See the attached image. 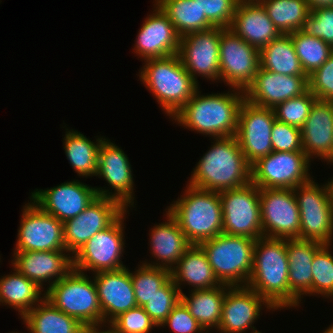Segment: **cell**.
<instances>
[{"mask_svg":"<svg viewBox=\"0 0 333 333\" xmlns=\"http://www.w3.org/2000/svg\"><path fill=\"white\" fill-rule=\"evenodd\" d=\"M126 210L119 201L98 196L80 214L63 223L66 251L73 256L96 233L111 226Z\"/></svg>","mask_w":333,"mask_h":333,"instance_id":"cell-15","label":"cell"},{"mask_svg":"<svg viewBox=\"0 0 333 333\" xmlns=\"http://www.w3.org/2000/svg\"><path fill=\"white\" fill-rule=\"evenodd\" d=\"M260 68L286 75H306L290 34H281L259 50Z\"/></svg>","mask_w":333,"mask_h":333,"instance_id":"cell-34","label":"cell"},{"mask_svg":"<svg viewBox=\"0 0 333 333\" xmlns=\"http://www.w3.org/2000/svg\"><path fill=\"white\" fill-rule=\"evenodd\" d=\"M288 276L286 239L258 238L254 246L253 269L247 286L275 310L298 307L300 300L289 290Z\"/></svg>","mask_w":333,"mask_h":333,"instance_id":"cell-1","label":"cell"},{"mask_svg":"<svg viewBox=\"0 0 333 333\" xmlns=\"http://www.w3.org/2000/svg\"><path fill=\"white\" fill-rule=\"evenodd\" d=\"M182 37L213 28L194 0H155Z\"/></svg>","mask_w":333,"mask_h":333,"instance_id":"cell-36","label":"cell"},{"mask_svg":"<svg viewBox=\"0 0 333 333\" xmlns=\"http://www.w3.org/2000/svg\"><path fill=\"white\" fill-rule=\"evenodd\" d=\"M262 306L275 310L264 298L248 286H230L223 300L222 315L217 332L246 333L259 319Z\"/></svg>","mask_w":333,"mask_h":333,"instance_id":"cell-22","label":"cell"},{"mask_svg":"<svg viewBox=\"0 0 333 333\" xmlns=\"http://www.w3.org/2000/svg\"><path fill=\"white\" fill-rule=\"evenodd\" d=\"M201 95L200 89L172 117L177 124L212 138L235 136L243 90ZM233 92V93H232Z\"/></svg>","mask_w":333,"mask_h":333,"instance_id":"cell-2","label":"cell"},{"mask_svg":"<svg viewBox=\"0 0 333 333\" xmlns=\"http://www.w3.org/2000/svg\"><path fill=\"white\" fill-rule=\"evenodd\" d=\"M140 266V267H139ZM131 272L135 299L138 307L145 306L149 299L171 278V271L146 264H140Z\"/></svg>","mask_w":333,"mask_h":333,"instance_id":"cell-38","label":"cell"},{"mask_svg":"<svg viewBox=\"0 0 333 333\" xmlns=\"http://www.w3.org/2000/svg\"><path fill=\"white\" fill-rule=\"evenodd\" d=\"M166 221L156 224L151 230L150 250L152 257L156 262L149 263L144 261L143 264L172 270L183 254L192 246L185 234L180 229L177 220L166 211ZM158 259V260H157ZM159 261V262H158Z\"/></svg>","mask_w":333,"mask_h":333,"instance_id":"cell-27","label":"cell"},{"mask_svg":"<svg viewBox=\"0 0 333 333\" xmlns=\"http://www.w3.org/2000/svg\"><path fill=\"white\" fill-rule=\"evenodd\" d=\"M310 162L303 151H272L251 165V182L258 188L294 189L312 179Z\"/></svg>","mask_w":333,"mask_h":333,"instance_id":"cell-10","label":"cell"},{"mask_svg":"<svg viewBox=\"0 0 333 333\" xmlns=\"http://www.w3.org/2000/svg\"><path fill=\"white\" fill-rule=\"evenodd\" d=\"M281 34L304 29L310 14L306 0H259Z\"/></svg>","mask_w":333,"mask_h":333,"instance_id":"cell-35","label":"cell"},{"mask_svg":"<svg viewBox=\"0 0 333 333\" xmlns=\"http://www.w3.org/2000/svg\"><path fill=\"white\" fill-rule=\"evenodd\" d=\"M263 237L299 238L300 212L293 189L259 188Z\"/></svg>","mask_w":333,"mask_h":333,"instance_id":"cell-13","label":"cell"},{"mask_svg":"<svg viewBox=\"0 0 333 333\" xmlns=\"http://www.w3.org/2000/svg\"><path fill=\"white\" fill-rule=\"evenodd\" d=\"M308 90L307 75L278 74L259 67L252 83L245 89V99L257 106L274 108Z\"/></svg>","mask_w":333,"mask_h":333,"instance_id":"cell-21","label":"cell"},{"mask_svg":"<svg viewBox=\"0 0 333 333\" xmlns=\"http://www.w3.org/2000/svg\"><path fill=\"white\" fill-rule=\"evenodd\" d=\"M97 177L106 180L114 190L94 187L99 197H107L119 201L126 209L134 206V181L131 164L120 147L108 139H104L98 152Z\"/></svg>","mask_w":333,"mask_h":333,"instance_id":"cell-18","label":"cell"},{"mask_svg":"<svg viewBox=\"0 0 333 333\" xmlns=\"http://www.w3.org/2000/svg\"><path fill=\"white\" fill-rule=\"evenodd\" d=\"M66 129L64 136V151L72 168L79 176H96L98 167V152L105 139L98 137L96 142L73 129Z\"/></svg>","mask_w":333,"mask_h":333,"instance_id":"cell-33","label":"cell"},{"mask_svg":"<svg viewBox=\"0 0 333 333\" xmlns=\"http://www.w3.org/2000/svg\"><path fill=\"white\" fill-rule=\"evenodd\" d=\"M11 263L13 268L41 288L48 281L47 289L73 269V257L68 251L14 252Z\"/></svg>","mask_w":333,"mask_h":333,"instance_id":"cell-24","label":"cell"},{"mask_svg":"<svg viewBox=\"0 0 333 333\" xmlns=\"http://www.w3.org/2000/svg\"><path fill=\"white\" fill-rule=\"evenodd\" d=\"M90 279V280H89ZM45 299L56 309L77 319L85 327L102 325V310L92 277L72 269L45 290Z\"/></svg>","mask_w":333,"mask_h":333,"instance_id":"cell-7","label":"cell"},{"mask_svg":"<svg viewBox=\"0 0 333 333\" xmlns=\"http://www.w3.org/2000/svg\"><path fill=\"white\" fill-rule=\"evenodd\" d=\"M181 301L179 288L170 278L143 306L146 313L159 327L170 314L172 309Z\"/></svg>","mask_w":333,"mask_h":333,"instance_id":"cell-41","label":"cell"},{"mask_svg":"<svg viewBox=\"0 0 333 333\" xmlns=\"http://www.w3.org/2000/svg\"><path fill=\"white\" fill-rule=\"evenodd\" d=\"M310 10L317 8L333 7V0H306Z\"/></svg>","mask_w":333,"mask_h":333,"instance_id":"cell-48","label":"cell"},{"mask_svg":"<svg viewBox=\"0 0 333 333\" xmlns=\"http://www.w3.org/2000/svg\"><path fill=\"white\" fill-rule=\"evenodd\" d=\"M256 240L226 233L199 244L221 284L247 286L253 269Z\"/></svg>","mask_w":333,"mask_h":333,"instance_id":"cell-6","label":"cell"},{"mask_svg":"<svg viewBox=\"0 0 333 333\" xmlns=\"http://www.w3.org/2000/svg\"><path fill=\"white\" fill-rule=\"evenodd\" d=\"M184 195L166 209L177 220L192 245L223 233L222 206L219 192L187 185Z\"/></svg>","mask_w":333,"mask_h":333,"instance_id":"cell-4","label":"cell"},{"mask_svg":"<svg viewBox=\"0 0 333 333\" xmlns=\"http://www.w3.org/2000/svg\"><path fill=\"white\" fill-rule=\"evenodd\" d=\"M169 326L173 333H208L193 318L182 301L170 312L159 327Z\"/></svg>","mask_w":333,"mask_h":333,"instance_id":"cell-47","label":"cell"},{"mask_svg":"<svg viewBox=\"0 0 333 333\" xmlns=\"http://www.w3.org/2000/svg\"><path fill=\"white\" fill-rule=\"evenodd\" d=\"M97 197L95 188L80 180H73L50 189H36L32 192L30 201L64 223L80 214Z\"/></svg>","mask_w":333,"mask_h":333,"instance_id":"cell-19","label":"cell"},{"mask_svg":"<svg viewBox=\"0 0 333 333\" xmlns=\"http://www.w3.org/2000/svg\"><path fill=\"white\" fill-rule=\"evenodd\" d=\"M213 27L229 28L239 0H194Z\"/></svg>","mask_w":333,"mask_h":333,"instance_id":"cell-42","label":"cell"},{"mask_svg":"<svg viewBox=\"0 0 333 333\" xmlns=\"http://www.w3.org/2000/svg\"><path fill=\"white\" fill-rule=\"evenodd\" d=\"M229 28L259 50L281 35L258 1H239Z\"/></svg>","mask_w":333,"mask_h":333,"instance_id":"cell-26","label":"cell"},{"mask_svg":"<svg viewBox=\"0 0 333 333\" xmlns=\"http://www.w3.org/2000/svg\"><path fill=\"white\" fill-rule=\"evenodd\" d=\"M223 233L257 240L263 237L259 188L252 182L219 192Z\"/></svg>","mask_w":333,"mask_h":333,"instance_id":"cell-9","label":"cell"},{"mask_svg":"<svg viewBox=\"0 0 333 333\" xmlns=\"http://www.w3.org/2000/svg\"><path fill=\"white\" fill-rule=\"evenodd\" d=\"M13 269L12 274L0 278V304L14 308L22 319L45 299V291L36 282Z\"/></svg>","mask_w":333,"mask_h":333,"instance_id":"cell-30","label":"cell"},{"mask_svg":"<svg viewBox=\"0 0 333 333\" xmlns=\"http://www.w3.org/2000/svg\"><path fill=\"white\" fill-rule=\"evenodd\" d=\"M171 278L182 293L181 285L192 290L211 289L221 285L216 278L207 256L199 245H192L171 270Z\"/></svg>","mask_w":333,"mask_h":333,"instance_id":"cell-29","label":"cell"},{"mask_svg":"<svg viewBox=\"0 0 333 333\" xmlns=\"http://www.w3.org/2000/svg\"><path fill=\"white\" fill-rule=\"evenodd\" d=\"M322 245L316 240L286 239L289 290L300 302L302 295H312V261L315 252Z\"/></svg>","mask_w":333,"mask_h":333,"instance_id":"cell-28","label":"cell"},{"mask_svg":"<svg viewBox=\"0 0 333 333\" xmlns=\"http://www.w3.org/2000/svg\"><path fill=\"white\" fill-rule=\"evenodd\" d=\"M251 333H261L260 331H258V330H255V331H253L252 330V332Z\"/></svg>","mask_w":333,"mask_h":333,"instance_id":"cell-53","label":"cell"},{"mask_svg":"<svg viewBox=\"0 0 333 333\" xmlns=\"http://www.w3.org/2000/svg\"><path fill=\"white\" fill-rule=\"evenodd\" d=\"M220 27L191 32L181 37L178 55L183 66L198 83L197 76L220 80Z\"/></svg>","mask_w":333,"mask_h":333,"instance_id":"cell-17","label":"cell"},{"mask_svg":"<svg viewBox=\"0 0 333 333\" xmlns=\"http://www.w3.org/2000/svg\"><path fill=\"white\" fill-rule=\"evenodd\" d=\"M110 325L118 333H150L151 329L158 327L144 308L138 306L121 313Z\"/></svg>","mask_w":333,"mask_h":333,"instance_id":"cell-43","label":"cell"},{"mask_svg":"<svg viewBox=\"0 0 333 333\" xmlns=\"http://www.w3.org/2000/svg\"><path fill=\"white\" fill-rule=\"evenodd\" d=\"M215 142L193 168L189 186L220 192L251 182V165L247 162L235 136L213 138Z\"/></svg>","mask_w":333,"mask_h":333,"instance_id":"cell-3","label":"cell"},{"mask_svg":"<svg viewBox=\"0 0 333 333\" xmlns=\"http://www.w3.org/2000/svg\"><path fill=\"white\" fill-rule=\"evenodd\" d=\"M144 62L140 81L153 93L165 114L173 117L192 98L199 83L186 71L178 54Z\"/></svg>","mask_w":333,"mask_h":333,"instance_id":"cell-5","label":"cell"},{"mask_svg":"<svg viewBox=\"0 0 333 333\" xmlns=\"http://www.w3.org/2000/svg\"><path fill=\"white\" fill-rule=\"evenodd\" d=\"M332 165H333V136H332Z\"/></svg>","mask_w":333,"mask_h":333,"instance_id":"cell-52","label":"cell"},{"mask_svg":"<svg viewBox=\"0 0 333 333\" xmlns=\"http://www.w3.org/2000/svg\"><path fill=\"white\" fill-rule=\"evenodd\" d=\"M15 250L66 251L63 222L42 211L33 201L23 206Z\"/></svg>","mask_w":333,"mask_h":333,"instance_id":"cell-14","label":"cell"},{"mask_svg":"<svg viewBox=\"0 0 333 333\" xmlns=\"http://www.w3.org/2000/svg\"><path fill=\"white\" fill-rule=\"evenodd\" d=\"M239 1H259V0H239Z\"/></svg>","mask_w":333,"mask_h":333,"instance_id":"cell-54","label":"cell"},{"mask_svg":"<svg viewBox=\"0 0 333 333\" xmlns=\"http://www.w3.org/2000/svg\"><path fill=\"white\" fill-rule=\"evenodd\" d=\"M273 151L292 152L303 151L301 129L287 123L275 120L271 130Z\"/></svg>","mask_w":333,"mask_h":333,"instance_id":"cell-46","label":"cell"},{"mask_svg":"<svg viewBox=\"0 0 333 333\" xmlns=\"http://www.w3.org/2000/svg\"><path fill=\"white\" fill-rule=\"evenodd\" d=\"M105 326L106 325L86 327L85 333H118L110 324L108 325L109 330H103L102 327ZM100 327L102 330H100Z\"/></svg>","mask_w":333,"mask_h":333,"instance_id":"cell-49","label":"cell"},{"mask_svg":"<svg viewBox=\"0 0 333 333\" xmlns=\"http://www.w3.org/2000/svg\"><path fill=\"white\" fill-rule=\"evenodd\" d=\"M317 98L307 90L300 96L290 98L277 104L274 108L275 118L301 129L308 118L310 109Z\"/></svg>","mask_w":333,"mask_h":333,"instance_id":"cell-40","label":"cell"},{"mask_svg":"<svg viewBox=\"0 0 333 333\" xmlns=\"http://www.w3.org/2000/svg\"><path fill=\"white\" fill-rule=\"evenodd\" d=\"M153 5L154 13L145 18L133 48L144 61L178 54L181 40L168 16L156 3Z\"/></svg>","mask_w":333,"mask_h":333,"instance_id":"cell-20","label":"cell"},{"mask_svg":"<svg viewBox=\"0 0 333 333\" xmlns=\"http://www.w3.org/2000/svg\"><path fill=\"white\" fill-rule=\"evenodd\" d=\"M333 102L316 99L301 128L303 152L332 164Z\"/></svg>","mask_w":333,"mask_h":333,"instance_id":"cell-25","label":"cell"},{"mask_svg":"<svg viewBox=\"0 0 333 333\" xmlns=\"http://www.w3.org/2000/svg\"><path fill=\"white\" fill-rule=\"evenodd\" d=\"M303 30L333 48V7L310 10Z\"/></svg>","mask_w":333,"mask_h":333,"instance_id":"cell-44","label":"cell"},{"mask_svg":"<svg viewBox=\"0 0 333 333\" xmlns=\"http://www.w3.org/2000/svg\"><path fill=\"white\" fill-rule=\"evenodd\" d=\"M220 79L232 88L245 89L259 67V49L238 37L230 28H220Z\"/></svg>","mask_w":333,"mask_h":333,"instance_id":"cell-12","label":"cell"},{"mask_svg":"<svg viewBox=\"0 0 333 333\" xmlns=\"http://www.w3.org/2000/svg\"><path fill=\"white\" fill-rule=\"evenodd\" d=\"M329 183H330V186L332 188V194H333V178L329 181Z\"/></svg>","mask_w":333,"mask_h":333,"instance_id":"cell-51","label":"cell"},{"mask_svg":"<svg viewBox=\"0 0 333 333\" xmlns=\"http://www.w3.org/2000/svg\"><path fill=\"white\" fill-rule=\"evenodd\" d=\"M22 319L29 333H85L86 330L80 321L56 309L46 299Z\"/></svg>","mask_w":333,"mask_h":333,"instance_id":"cell-32","label":"cell"},{"mask_svg":"<svg viewBox=\"0 0 333 333\" xmlns=\"http://www.w3.org/2000/svg\"><path fill=\"white\" fill-rule=\"evenodd\" d=\"M330 326L325 331H323V333H333V324Z\"/></svg>","mask_w":333,"mask_h":333,"instance_id":"cell-50","label":"cell"},{"mask_svg":"<svg viewBox=\"0 0 333 333\" xmlns=\"http://www.w3.org/2000/svg\"><path fill=\"white\" fill-rule=\"evenodd\" d=\"M300 212L299 239L331 244L333 203L330 183L317 184L313 178L293 189Z\"/></svg>","mask_w":333,"mask_h":333,"instance_id":"cell-8","label":"cell"},{"mask_svg":"<svg viewBox=\"0 0 333 333\" xmlns=\"http://www.w3.org/2000/svg\"><path fill=\"white\" fill-rule=\"evenodd\" d=\"M332 244H323L312 261V295L333 298V255Z\"/></svg>","mask_w":333,"mask_h":333,"instance_id":"cell-39","label":"cell"},{"mask_svg":"<svg viewBox=\"0 0 333 333\" xmlns=\"http://www.w3.org/2000/svg\"><path fill=\"white\" fill-rule=\"evenodd\" d=\"M229 287L221 284L211 289L191 290L189 297L181 293V301L206 332L212 328L218 329L223 300Z\"/></svg>","mask_w":333,"mask_h":333,"instance_id":"cell-31","label":"cell"},{"mask_svg":"<svg viewBox=\"0 0 333 333\" xmlns=\"http://www.w3.org/2000/svg\"><path fill=\"white\" fill-rule=\"evenodd\" d=\"M297 57L305 74L309 76L333 54V48L322 39L303 29L290 33Z\"/></svg>","mask_w":333,"mask_h":333,"instance_id":"cell-37","label":"cell"},{"mask_svg":"<svg viewBox=\"0 0 333 333\" xmlns=\"http://www.w3.org/2000/svg\"><path fill=\"white\" fill-rule=\"evenodd\" d=\"M125 211L111 226L96 233L73 257V268L80 271H116L125 268L123 256Z\"/></svg>","mask_w":333,"mask_h":333,"instance_id":"cell-11","label":"cell"},{"mask_svg":"<svg viewBox=\"0 0 333 333\" xmlns=\"http://www.w3.org/2000/svg\"><path fill=\"white\" fill-rule=\"evenodd\" d=\"M308 90L317 99L333 102V54L308 76Z\"/></svg>","mask_w":333,"mask_h":333,"instance_id":"cell-45","label":"cell"},{"mask_svg":"<svg viewBox=\"0 0 333 333\" xmlns=\"http://www.w3.org/2000/svg\"><path fill=\"white\" fill-rule=\"evenodd\" d=\"M275 120L273 108L257 106L246 99L242 102L235 137L250 165L273 151L271 130Z\"/></svg>","mask_w":333,"mask_h":333,"instance_id":"cell-16","label":"cell"},{"mask_svg":"<svg viewBox=\"0 0 333 333\" xmlns=\"http://www.w3.org/2000/svg\"><path fill=\"white\" fill-rule=\"evenodd\" d=\"M102 310V325L110 324L121 313L137 307L131 272L128 268L93 273Z\"/></svg>","mask_w":333,"mask_h":333,"instance_id":"cell-23","label":"cell"}]
</instances>
